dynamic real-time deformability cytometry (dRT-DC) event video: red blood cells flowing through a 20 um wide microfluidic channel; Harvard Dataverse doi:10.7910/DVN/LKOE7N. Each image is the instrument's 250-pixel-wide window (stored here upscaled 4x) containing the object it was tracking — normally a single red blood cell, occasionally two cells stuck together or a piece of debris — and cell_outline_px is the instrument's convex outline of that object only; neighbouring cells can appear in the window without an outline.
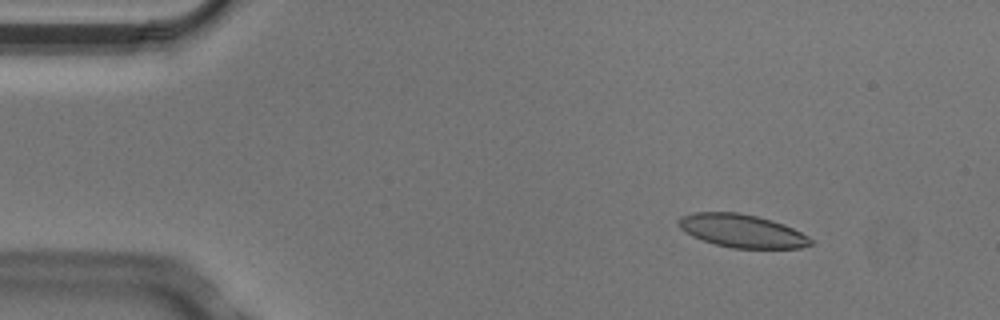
{"species": "Egyptian fruit bat (a non-hibernating species)", "species_latin": "Rousettus aegyptiacus", "temperature_condition": "cold", "stored_images_in_passage": 4, "camera_frame_rate_fps": 3000, "um_per_image_px": 0.085, "animal": {"sex": "male"}, "frame": {"image": 1, "passage_image": 2, "time_ms": 0.333, "image_size_px": [1000, 320], "cell_outline_px": [[812, 244], [800, 248], [732, 248], [716, 244], [692, 236], [684, 232], [676, 224], [676, 220], [680, 216], [692, 212], [740, 212], [772, 220], [784, 224], [808, 236], [812, 240]], "centroid_in_image_um": [63.01, 19.61], "position_along_channel_um": 22.0, "area_um2": 25.61}}
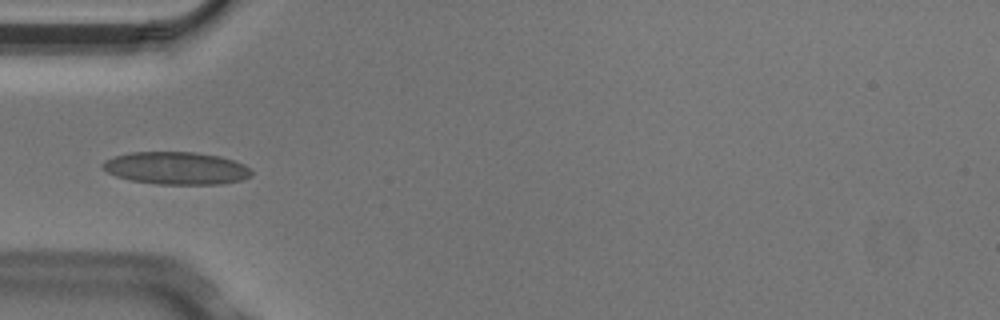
{"frame": {"image": 2, "passage_image": 4, "time_ms": 1.0, "image_size_px": [1000, 320], "cell_outline_px": [[252, 176], [240, 180], [220, 184], [156, 184], [132, 180], [116, 176], [100, 168], [100, 164], [104, 160], [112, 156], [132, 152], [196, 152], [220, 156], [244, 164], [252, 172]], "centroid_in_image_um": [14.94, 14.29], "position_along_channel_um": 70.1, "area_um2": 28.32}}